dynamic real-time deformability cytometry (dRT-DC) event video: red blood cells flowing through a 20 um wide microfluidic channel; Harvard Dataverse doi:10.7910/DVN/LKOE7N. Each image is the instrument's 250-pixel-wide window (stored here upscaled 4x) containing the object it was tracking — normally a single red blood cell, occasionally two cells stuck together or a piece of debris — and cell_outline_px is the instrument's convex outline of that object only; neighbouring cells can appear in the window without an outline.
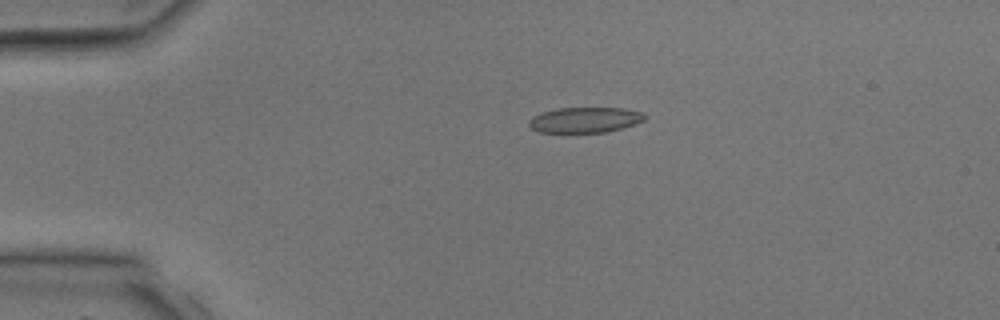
{"species": "common noctule bat (a hibernating species)", "species_latin": "Nyctalus noctula", "temperature_condition": "room temperature", "stored_images_in_passage": 4, "camera_frame_rate_fps": 3000, "um_per_image_px": 0.085, "animal": {"sex": "male", "body_mass_g": 17.9, "forearm_length_mm": 54.2}, "frame": {"image": 1, "passage_image": 3, "time_ms": 2.667, "image_size_px": [1000, 320], "cell_outline_px": [[648, 116], [644, 120], [620, 128], [604, 132], [540, 132], [532, 128], [528, 124], [528, 120], [532, 116], [540, 112], [556, 108], [624, 108], [640, 112]], "centroid_in_image_um": [49.67, 10.18], "position_along_channel_um": 35.3, "area_um2": 17.05}}